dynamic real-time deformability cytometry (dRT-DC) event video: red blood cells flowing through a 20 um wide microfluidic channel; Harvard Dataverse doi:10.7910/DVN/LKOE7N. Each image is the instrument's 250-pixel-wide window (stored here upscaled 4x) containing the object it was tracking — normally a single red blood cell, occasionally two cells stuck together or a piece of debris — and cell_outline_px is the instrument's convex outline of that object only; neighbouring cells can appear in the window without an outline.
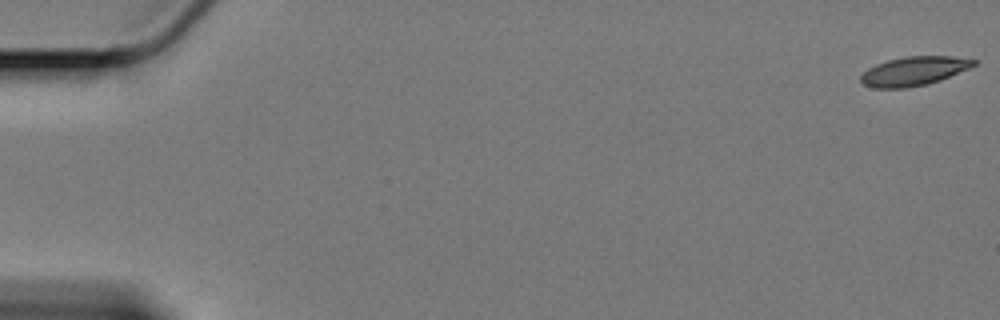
{"species": "Egyptian fruit bat (a non-hibernating species)", "species_latin": "Rousettus aegyptiacus", "temperature_condition": "cold", "stored_images_in_passage": 61, "camera_frame_rate_fps": 3000, "um_per_image_px": 0.085, "animal": {"sex": "female"}, "frame": {"image": 1, "passage_image": 1, "time_ms": 0.0, "image_size_px": [1000, 320], "cell_outline_px": [[976, 64], [968, 68], [940, 80], [928, 84], [908, 88], [876, 88], [864, 84], [860, 80], [860, 76], [868, 68], [876, 64], [888, 60], [904, 56], [952, 56], [976, 60]], "centroid_in_image_um": [77.66, 6.04], "position_along_channel_um": 7.3, "area_um2": 18.96}}
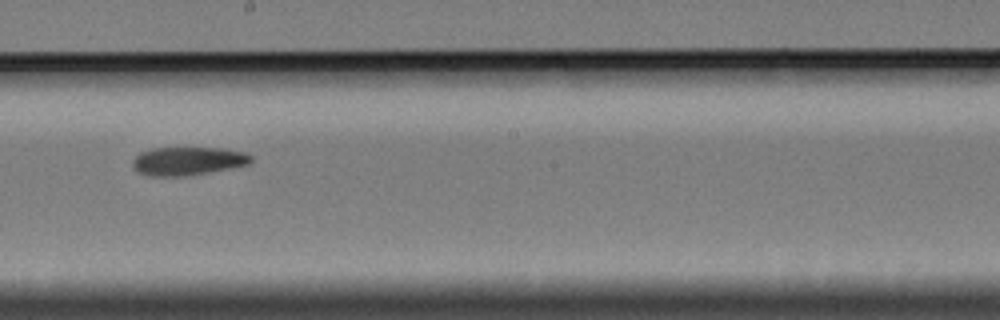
{"frame": {"image": 2, "passage_image": 35, "time_ms": 11.333, "image_size_px": [1000, 320], "cell_outline_px": [[252, 160], [248, 164], [208, 172], [184, 176], [152, 176], [136, 172], [132, 168], [132, 160], [140, 152], [152, 148], [224, 148], [244, 152], [252, 156]], "centroid_in_image_um": [15.91, 13.68], "position_along_channel_um": 232.3, "area_um2": 19.54}}
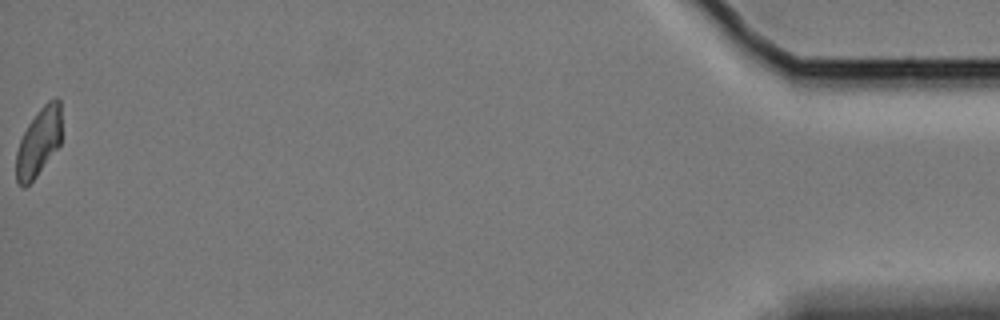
{"frame": {"image": 3, "passage_image": 61, "time_ms": 20.0, "image_size_px": [1000, 320], "cell_outline_px": [[60, 144], [36, 176], [24, 188], [16, 180], [16, 152], [20, 140], [28, 124], [40, 108], [48, 100], [56, 96], [60, 100]], "centroid_in_image_um": [3.28, 12.05], "position_along_channel_um": 431.9, "area_um2": 17.74}}